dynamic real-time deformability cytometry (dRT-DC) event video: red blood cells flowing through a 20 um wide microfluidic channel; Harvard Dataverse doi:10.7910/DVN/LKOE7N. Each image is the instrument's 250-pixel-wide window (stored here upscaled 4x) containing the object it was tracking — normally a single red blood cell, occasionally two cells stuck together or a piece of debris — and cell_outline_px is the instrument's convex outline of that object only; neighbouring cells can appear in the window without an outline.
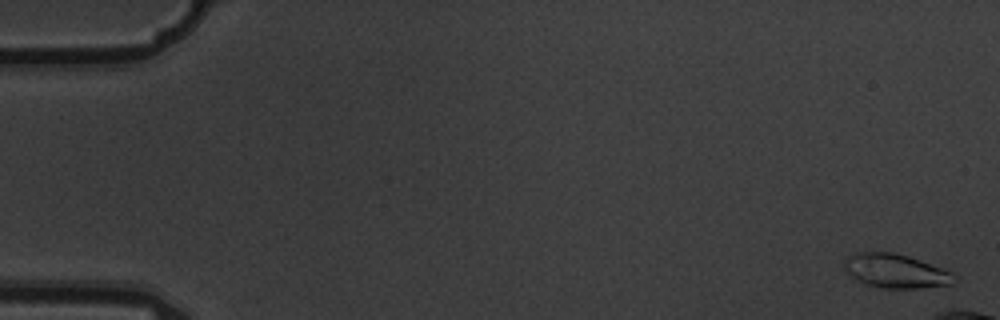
{"species": "common noctule bat (a hibernating species)", "species_latin": "Nyctalus noctula", "temperature_condition": "warm", "stored_images_in_passage": 4, "camera_frame_rate_fps": 3000, "um_per_image_px": 0.085, "animal": {"sex": "male", "body_mass_g": 19.5, "forearm_length_mm": 54.6}, "frame": {"image": 1, "passage_image": 1, "time_ms": 0.0, "image_size_px": [1000, 320], "cell_outline_px": [[952, 284], [920, 288], [884, 288], [864, 284], [856, 280], [844, 268], [844, 260], [848, 256], [856, 252], [892, 252], [908, 256], [920, 260], [952, 272]], "centroid_in_image_um": [76.07, 23.03], "position_along_channel_um": 8.9, "area_um2": 21.5}}